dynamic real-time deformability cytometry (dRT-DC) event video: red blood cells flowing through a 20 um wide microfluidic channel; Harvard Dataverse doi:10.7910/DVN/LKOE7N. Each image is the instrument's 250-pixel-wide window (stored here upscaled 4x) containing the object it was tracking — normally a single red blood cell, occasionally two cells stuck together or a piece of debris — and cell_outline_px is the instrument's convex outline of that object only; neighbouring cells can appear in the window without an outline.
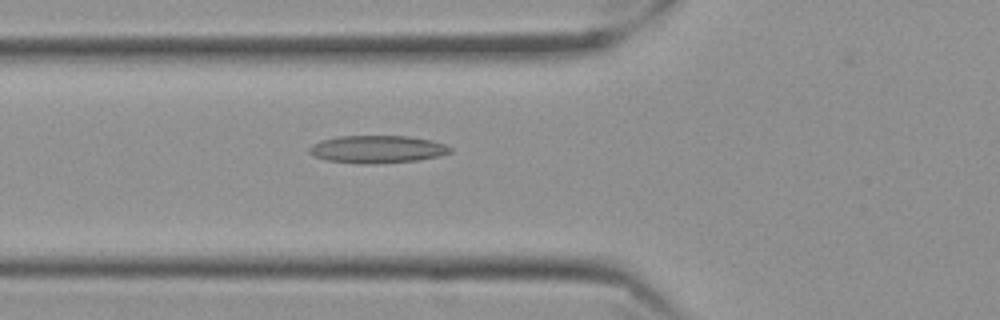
{"species": "Egyptian fruit bat (a non-hibernating species)", "species_latin": "Rousettus aegyptiacus", "temperature_condition": "cold", "stored_images_in_passage": 48, "camera_frame_rate_fps": 3000, "um_per_image_px": 0.085, "frame": {"image": 1, "passage_image": 12, "time_ms": 3.667, "image_size_px": [1000, 320], "cell_outline_px": [[452, 152], [440, 156], [416, 160], [376, 164], [360, 164], [328, 160], [312, 156], [308, 152], [308, 148], [312, 144], [320, 140], [336, 136], [408, 136], [432, 140], [444, 144], [452, 148]], "centroid_in_image_um": [32.04, 12.68], "position_along_channel_um": 93.8, "area_um2": 22.89}}
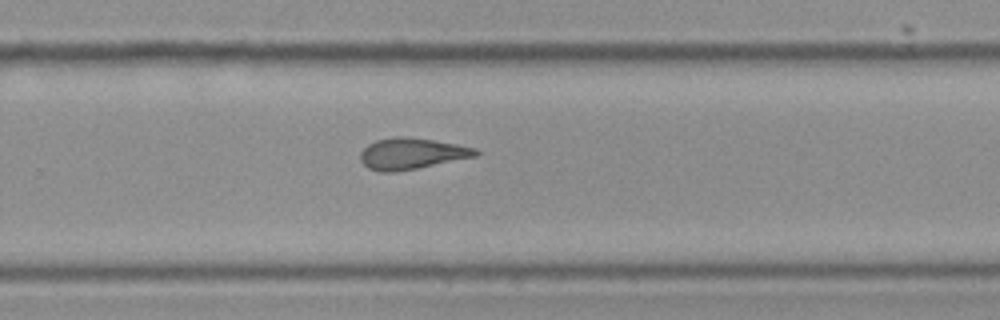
{"frame": {"image": 2, "passage_image": 29, "time_ms": 9.333, "image_size_px": [1000, 320], "cell_outline_px": [[480, 152], [476, 156], [396, 172], [380, 172], [368, 168], [360, 160], [360, 152], [368, 144], [376, 140], [396, 136], [400, 136], [432, 140], [456, 144], [476, 148]], "centroid_in_image_um": [34.95, 13.06], "position_along_channel_um": 294.8, "area_um2": 20.75}}
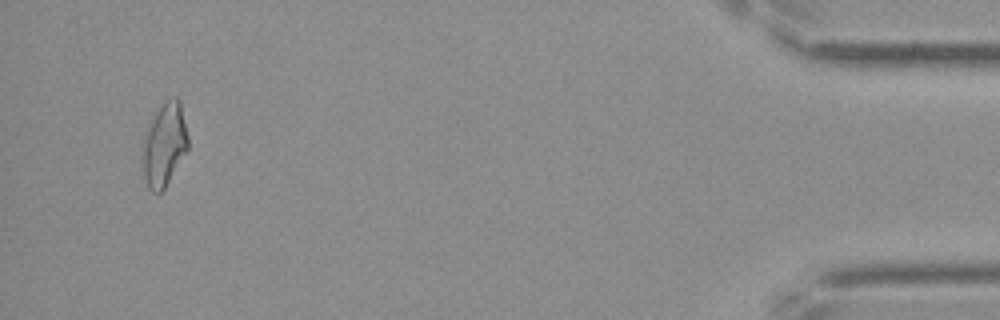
{"frame": {"image": 3, "passage_image": 46, "time_ms": 15.0, "image_size_px": [1000, 320], "cell_outline_px": [[188, 148], [164, 188], [160, 192], [152, 192], [148, 188], [144, 176], [140, 160], [144, 132], [152, 112], [168, 96], [176, 96], [180, 100], [188, 136]], "centroid_in_image_um": [13.91, 12.2], "position_along_channel_um": 421.3, "area_um2": 22.83}, "authors_computed_cell_mechanics": {"area_um2": 21.097, "velocity_mm_per_s": 3.5395, "shape_relaxation_time_tau1_ms": 11.1162, "shape_relaxation_time_tau2_ms": 4.3532, "deformation_change_tau1": 0.2435, "deformation_change_tau2": 0.1441}}